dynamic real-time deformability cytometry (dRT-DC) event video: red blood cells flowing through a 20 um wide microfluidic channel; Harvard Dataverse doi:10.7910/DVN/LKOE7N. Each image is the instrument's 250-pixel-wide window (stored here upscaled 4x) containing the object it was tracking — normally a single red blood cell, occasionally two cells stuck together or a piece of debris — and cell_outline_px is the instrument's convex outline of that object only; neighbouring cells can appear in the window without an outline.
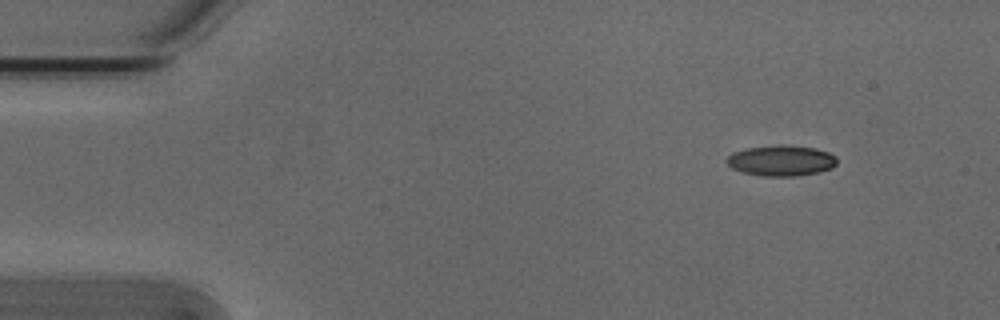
{"species": "Egyptian fruit bat (a non-hibernating species)", "species_latin": "Rousettus aegyptiacus", "temperature_condition": "cold", "stored_images_in_passage": 2, "segment_of_instrument_passage": [2, 2], "camera_frame_rate_fps": 3000, "um_per_image_px": 0.085, "animal": {"sex": "male"}, "frame": {"image": 1, "passage_image": 2, "time_ms": 0.333, "image_size_px": [1000, 320], "cell_outline_px": [[836, 164], [832, 168], [820, 172], [800, 176], [760, 176], [740, 172], [732, 168], [724, 160], [732, 152], [748, 148], [816, 148], [828, 152], [836, 156]], "centroid_in_image_um": [66.39, 13.72], "position_along_channel_um": 18.6, "area_um2": 19.02}}